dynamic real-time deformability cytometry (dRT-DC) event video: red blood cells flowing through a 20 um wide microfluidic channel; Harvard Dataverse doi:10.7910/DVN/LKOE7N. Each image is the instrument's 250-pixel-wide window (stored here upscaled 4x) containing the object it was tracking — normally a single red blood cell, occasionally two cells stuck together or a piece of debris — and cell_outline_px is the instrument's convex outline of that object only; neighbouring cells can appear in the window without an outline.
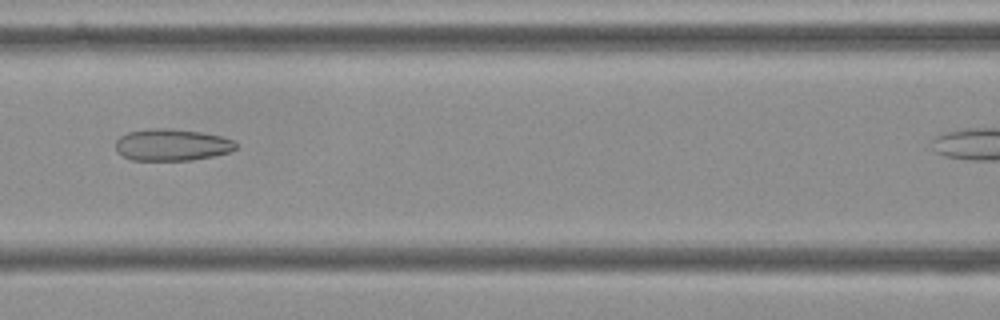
{"species": "Egyptian fruit bat (a non-hibernating species)", "species_latin": "Rousettus aegyptiacus", "temperature_condition": "cold", "stored_images_in_passage": 38, "camera_frame_rate_fps": 3000, "um_per_image_px": 0.085, "frame": {"image": 1, "passage_image": 17, "time_ms": 5.333, "image_size_px": [1000, 320], "cell_outline_px": [[236, 148], [228, 152], [212, 156], [192, 160], [132, 160], [116, 152], [116, 140], [120, 136], [128, 132], [148, 128], [172, 128], [200, 132], [220, 136], [232, 140], [236, 144]], "centroid_in_image_um": [14.56, 12.3], "position_along_channel_um": 152.0, "area_um2": 22.25}}
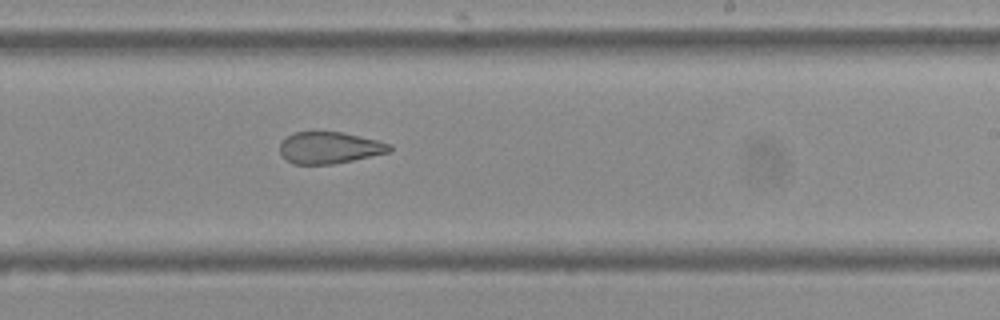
{"frame": {"image": 2, "passage_image": 26, "time_ms": 8.333, "image_size_px": [1000, 320], "cell_outline_px": [[392, 152], [332, 164], [292, 164], [280, 152], [280, 144], [288, 136], [296, 132], [344, 132], [392, 144]], "centroid_in_image_um": [28.05, 12.56], "position_along_channel_um": 260.9, "area_um2": 20.11}}
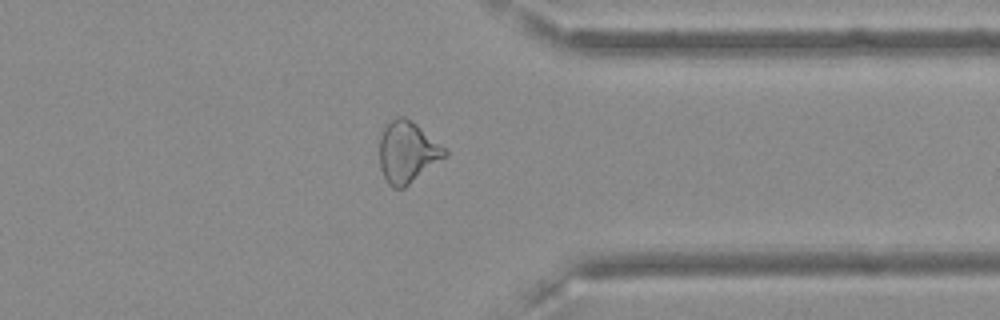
{"frame": {"image": 3, "passage_image": 36, "time_ms": 11.667, "image_size_px": [1000, 320], "cell_outline_px": [[448, 156], [404, 188], [392, 188], [388, 184], [380, 168], [380, 136], [384, 128], [396, 116], [404, 116], [416, 124], [448, 148]], "centroid_in_image_um": [34.67, 12.94], "position_along_channel_um": 376.7, "area_um2": 23.58}}